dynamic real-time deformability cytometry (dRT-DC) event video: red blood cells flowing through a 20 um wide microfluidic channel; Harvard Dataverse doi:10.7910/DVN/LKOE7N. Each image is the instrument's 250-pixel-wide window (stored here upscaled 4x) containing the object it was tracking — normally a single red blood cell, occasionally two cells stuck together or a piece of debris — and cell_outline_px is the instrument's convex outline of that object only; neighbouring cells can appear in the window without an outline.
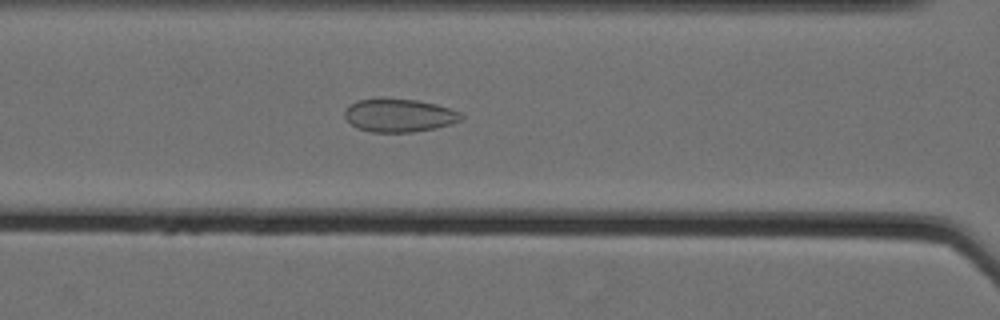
{"species": "Egyptian fruit bat (a non-hibernating species)", "species_latin": "Rousettus aegyptiacus", "temperature_condition": "cold", "stored_images_in_passage": 55, "camera_frame_rate_fps": 3000, "um_per_image_px": 0.085, "animal": {"sex": "female"}, "frame": {"image": 1, "passage_image": 30, "time_ms": 9.667, "image_size_px": [1000, 320], "cell_outline_px": [[464, 116], [460, 120], [452, 124], [436, 128], [412, 132], [372, 132], [356, 128], [344, 116], [344, 112], [348, 104], [356, 100], [376, 96], [384, 96], [416, 100], [436, 104], [460, 112]], "centroid_in_image_um": [33.87, 9.77], "position_along_channel_um": 132.7, "area_um2": 23.18}}
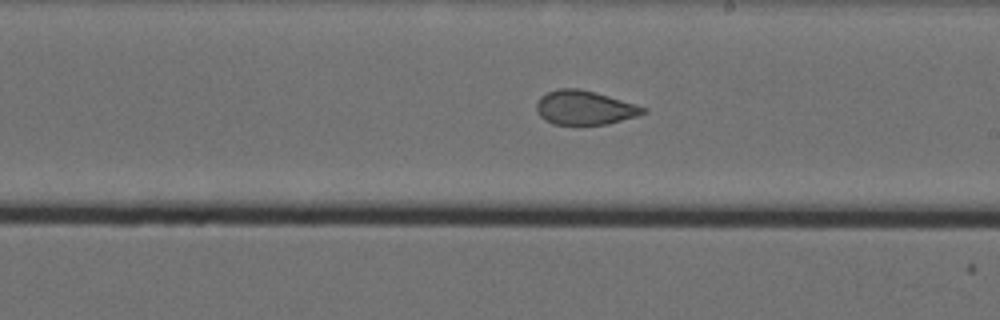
{"frame": {"image": 2, "passage_image": 39, "time_ms": 12.667, "image_size_px": [1000, 320], "cell_outline_px": [[648, 112], [636, 116], [608, 124], [580, 128], [552, 124], [544, 120], [540, 116], [536, 108], [536, 104], [540, 96], [556, 88], [576, 88], [608, 96], [648, 108]], "centroid_in_image_um": [49.66, 9.21], "position_along_channel_um": 239.3, "area_um2": 21.85}}
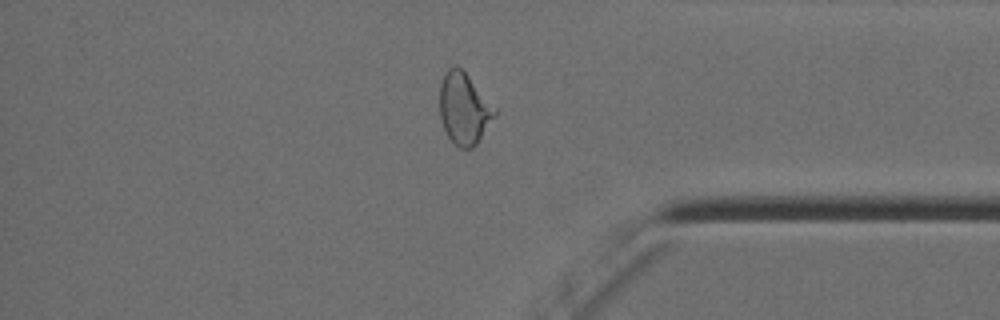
{"frame": {"image": 3, "passage_image": 53, "time_ms": 17.333, "image_size_px": [1000, 320], "cell_outline_px": [[500, 112], [476, 144], [472, 148], [460, 148], [448, 136], [440, 120], [440, 84], [444, 72], [448, 68], [456, 64], [468, 76]], "centroid_in_image_um": [39.46, 9.22], "position_along_channel_um": 395.7, "area_um2": 23.06}}